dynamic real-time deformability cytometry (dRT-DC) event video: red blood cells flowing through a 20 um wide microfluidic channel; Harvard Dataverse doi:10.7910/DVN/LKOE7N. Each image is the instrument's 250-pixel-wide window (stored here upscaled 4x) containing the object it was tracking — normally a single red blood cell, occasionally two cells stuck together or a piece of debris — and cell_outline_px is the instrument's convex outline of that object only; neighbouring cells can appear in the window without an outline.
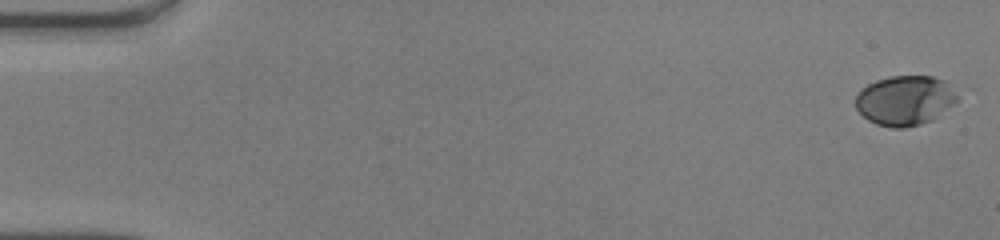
{"species": "human", "species_latin": "Homo sapiens", "temperature_condition": "warm", "stored_images_in_passage": 50, "camera_frame_rate_fps": 3000, "um_per_image_px": 0.085, "donor": {"sex": "male"}, "frame": {"image": 1, "passage_image": 1, "time_ms": 0.0, "image_size_px": [1000, 240], "cell_outline_px": [[964, 92], [952, 104], [932, 120], [920, 124], [904, 128], [892, 128], [876, 124], [868, 120], [856, 108], [856, 96], [868, 84], [876, 80], [892, 76], [932, 76], [944, 80]], "centroid_in_image_um": [76.99, 8.52], "position_along_channel_um": 8.0, "area_um2": 29.71}}
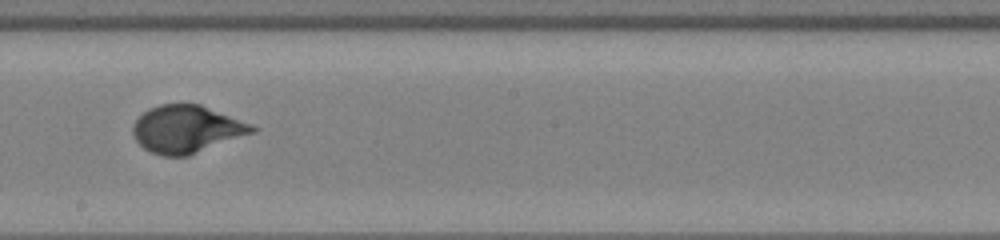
{"frame": {"image": 2, "passage_image": 29, "time_ms": 9.333, "image_size_px": [1000, 240], "cell_outline_px": [[260, 128], [256, 132], [188, 156], [164, 156], [152, 152], [144, 148], [136, 140], [132, 132], [132, 128], [136, 120], [148, 108], [160, 104], [200, 104], [252, 124]], "centroid_in_image_um": [15.89, 10.98], "position_along_channel_um": 232.3, "area_um2": 33.0}}
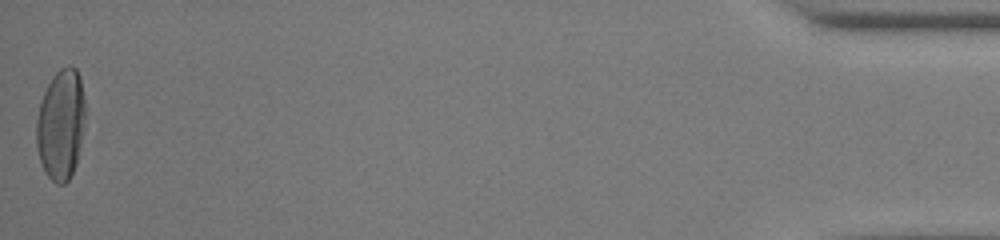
{"frame": {"image": 3, "passage_image": 50, "time_ms": 16.333, "image_size_px": [1000, 240], "cell_outline_px": [[84, 116], [76, 164], [68, 180], [64, 184], [56, 184], [48, 176], [40, 160], [36, 148], [36, 120], [40, 104], [44, 92], [52, 76], [60, 68], [68, 64], [76, 68], [80, 76], [84, 96]], "centroid_in_image_um": [5.15, 10.54], "position_along_channel_um": 430.0, "area_um2": 31.21}, "authors_computed_cell_mechanics": {"area_um2": 30.7207, "velocity_mm_per_s": 4.1754, "shape_relaxation_time_tau1_ms": 4.8885, "shape_relaxation_time_tau2_ms": null, "deformation_change_tau1": 0.2405, "deformation_change_tau2": null}}